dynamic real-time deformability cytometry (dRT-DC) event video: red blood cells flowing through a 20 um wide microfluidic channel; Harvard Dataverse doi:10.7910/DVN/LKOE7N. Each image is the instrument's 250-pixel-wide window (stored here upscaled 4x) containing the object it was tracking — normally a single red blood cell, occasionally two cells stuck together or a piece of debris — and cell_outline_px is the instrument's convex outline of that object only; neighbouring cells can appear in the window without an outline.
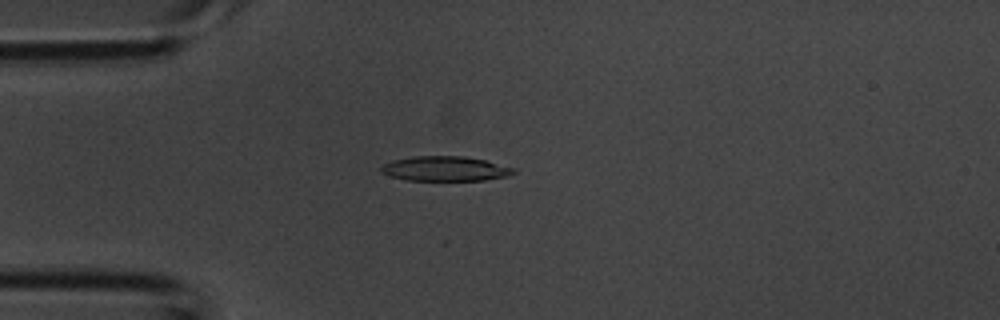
{"species": "common noctule bat (a hibernating species)", "species_latin": "Nyctalus noctula", "temperature_condition": "room temperature", "stored_images_in_passage": 2, "camera_frame_rate_fps": 3000, "um_per_image_px": 0.085, "animal": {"sex": "male", "body_mass_g": 20.1, "forearm_length_mm": 53.5}, "frame": {"image": 1, "passage_image": 2, "time_ms": 0.333, "image_size_px": [1000, 320], "cell_outline_px": [[516, 172], [508, 176], [484, 180], [404, 180], [380, 172], [380, 168], [384, 164], [392, 160], [416, 156], [464, 156], [484, 160], [516, 168]], "centroid_in_image_um": [37.85, 14.34], "position_along_channel_um": 47.2, "area_um2": 19.07}}